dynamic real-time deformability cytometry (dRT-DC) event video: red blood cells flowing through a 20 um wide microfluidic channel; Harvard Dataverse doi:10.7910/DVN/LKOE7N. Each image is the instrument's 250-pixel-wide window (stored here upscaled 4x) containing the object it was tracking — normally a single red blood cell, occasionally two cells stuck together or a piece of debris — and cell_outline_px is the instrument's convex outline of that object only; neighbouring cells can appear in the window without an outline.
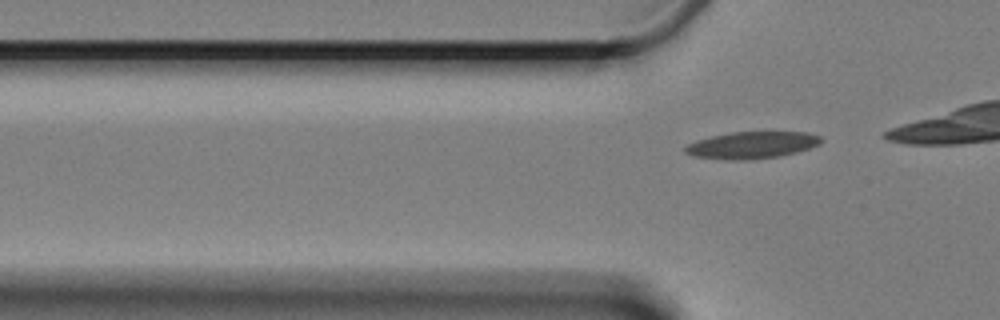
{"species": "Egyptian fruit bat (a non-hibernating species)", "species_latin": "Rousettus aegyptiacus", "temperature_condition": "cold", "stored_images_in_passage": 8, "segment_of_instrument_passage": [2, 2], "camera_frame_rate_fps": 3000, "um_per_image_px": 0.085, "animal": {"sex": "female"}, "frame": {"image": 1, "passage_image": 8, "time_ms": 8.333, "image_size_px": [1000, 320], "cell_outline_px": [[824, 140], [820, 144], [796, 152], [780, 156], [748, 160], [732, 160], [692, 156], [684, 152], [684, 148], [688, 144], [696, 140], [712, 136], [732, 132], [808, 132], [820, 136]], "centroid_in_image_um": [63.91, 12.33], "position_along_channel_um": 61.9, "area_um2": 21.33}}